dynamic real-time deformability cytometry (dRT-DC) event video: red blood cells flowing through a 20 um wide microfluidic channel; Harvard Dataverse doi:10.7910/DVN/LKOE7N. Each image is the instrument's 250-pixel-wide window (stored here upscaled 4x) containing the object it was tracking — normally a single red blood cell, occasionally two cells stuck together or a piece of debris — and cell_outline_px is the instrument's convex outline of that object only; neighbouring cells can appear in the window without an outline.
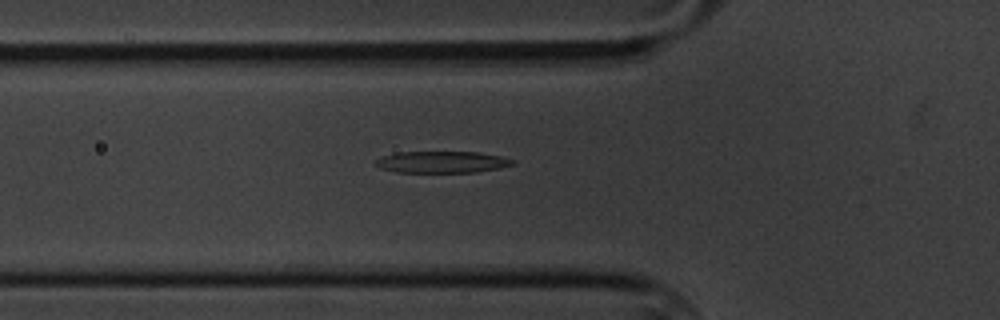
{"species": "common noctule bat (a hibernating species)", "species_latin": "Nyctalus noctula", "temperature_condition": "cold", "stored_images_in_passage": 43, "camera_frame_rate_fps": 3000, "um_per_image_px": 0.085, "animal": {"sex": "male", "body_mass_g": 20.1, "forearm_length_mm": 53.5}, "frame": {"image": 1, "passage_image": 4, "time_ms": 1.0, "image_size_px": [1000, 320], "cell_outline_px": [[516, 164], [500, 168], [476, 172], [396, 172], [380, 168], [376, 164], [376, 160], [384, 156], [400, 152], [476, 152], [500, 156], [516, 160]], "centroid_in_image_um": [37.63, 13.78], "position_along_channel_um": 88.2, "area_um2": 17.17}}
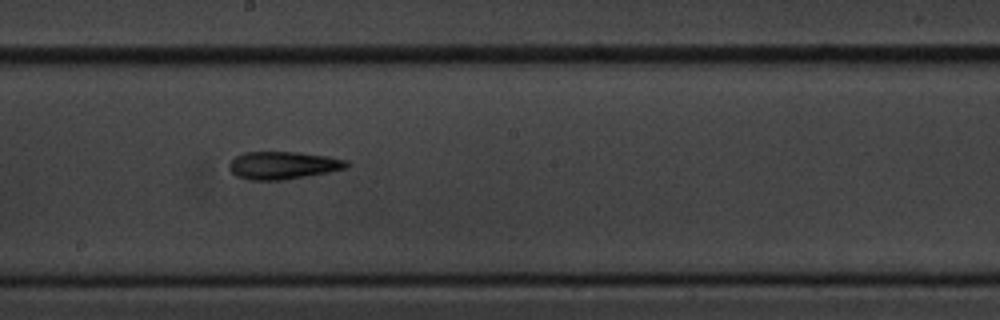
{"frame": {"image": 2, "passage_image": 16, "time_ms": 5.0, "image_size_px": [1000, 320], "cell_outline_px": [[352, 164], [348, 168], [328, 172], [280, 180], [252, 180], [236, 176], [228, 168], [228, 164], [236, 156], [244, 152], [296, 152], [328, 156], [348, 160]], "centroid_in_image_um": [24.08, 14.04], "position_along_channel_um": 224.1, "area_um2": 18.96}}
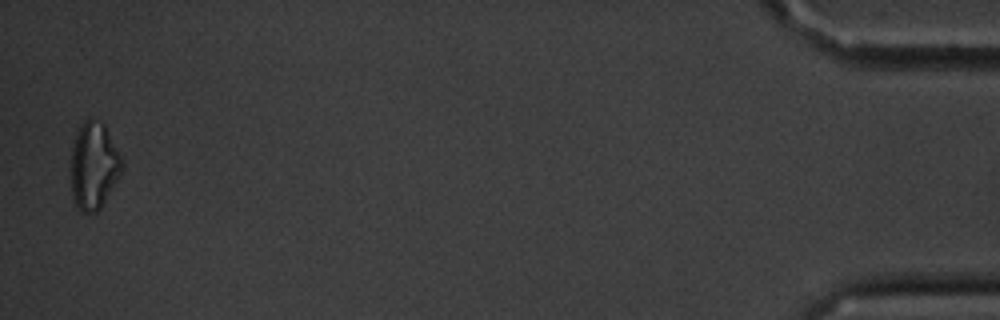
{"frame": {"image": 3, "passage_image": 42, "time_ms": 13.667, "image_size_px": [1000, 320], "cell_outline_px": [[124, 164], [116, 180], [100, 208], [96, 212], [80, 212], [72, 200], [72, 148], [76, 132], [84, 120], [88, 116], [104, 124], [124, 160]], "centroid_in_image_um": [7.97, 14.06], "position_along_channel_um": 427.2, "area_um2": 25.72}, "authors_computed_cell_mechanics": {"area_um2": 18.4382, "velocity_mm_per_s": 3.3723, "shape_relaxation_time_tau1_ms": 5.0214, "shape_relaxation_time_tau2_ms": 6.8821, "deformation_change_tau1": 0.1914, "deformation_change_tau2": 0.2139}}